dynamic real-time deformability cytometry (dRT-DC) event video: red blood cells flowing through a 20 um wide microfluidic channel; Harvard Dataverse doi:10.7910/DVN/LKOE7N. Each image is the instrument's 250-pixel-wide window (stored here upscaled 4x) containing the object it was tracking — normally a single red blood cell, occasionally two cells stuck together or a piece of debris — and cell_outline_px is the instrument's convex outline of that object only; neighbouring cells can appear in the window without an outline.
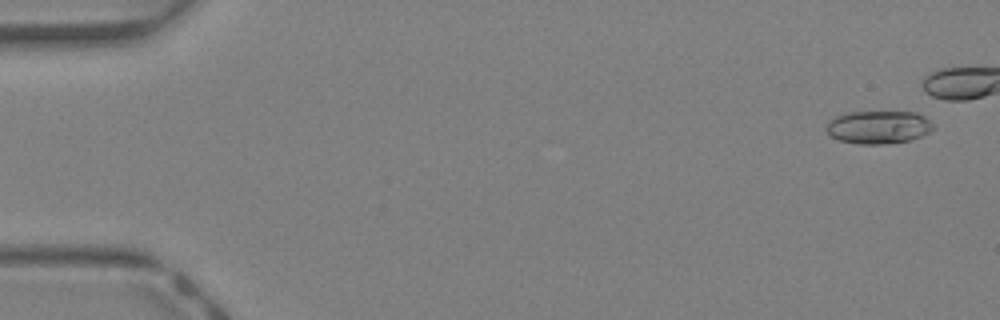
{"species": "Egyptian fruit bat (a non-hibernating species)", "species_latin": "Rousettus aegyptiacus", "temperature_condition": "warm", "stored_images_in_passage": 26, "camera_frame_rate_fps": 3000, "um_per_image_px": 0.085, "animal": {"sex": "female"}, "frame": {"image": 1, "passage_image": 2, "time_ms": 0.333, "image_size_px": [1000, 320], "cell_outline_px": [[936, 128], [920, 136], [908, 140], [884, 144], [860, 144], [840, 140], [832, 136], [824, 128], [828, 120], [836, 116], [848, 112], [916, 112], [924, 116]], "centroid_in_image_um": [74.64, 10.8], "position_along_channel_um": 10.4, "area_um2": 20.46}}
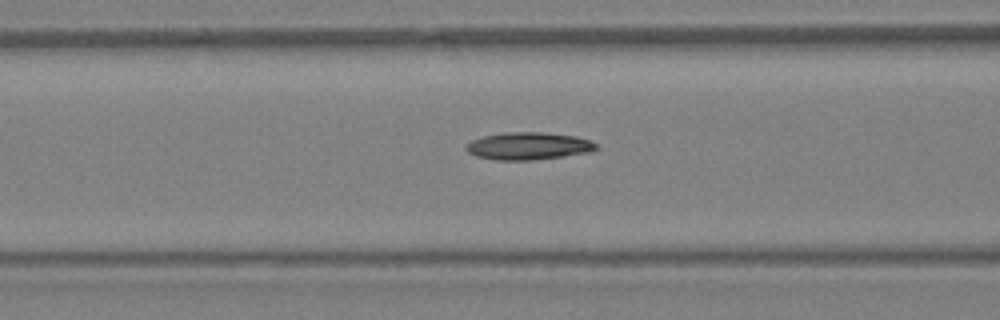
{"frame": {"image": 2, "passage_image": 18, "time_ms": 5.667, "image_size_px": [1000, 320], "cell_outline_px": [[600, 148], [592, 152], [532, 160], [496, 160], [476, 156], [468, 152], [464, 148], [472, 140], [484, 136], [504, 132], [540, 132], [576, 136], [588, 140], [596, 144]], "centroid_in_image_um": [44.93, 12.41], "position_along_channel_um": 121.7, "area_um2": 20.75}}
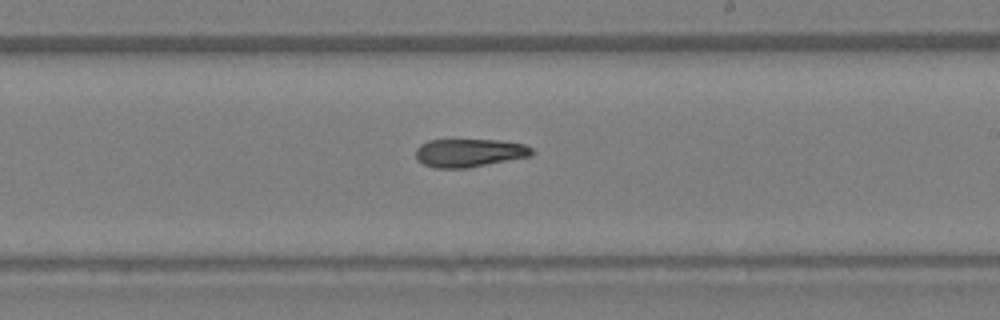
{"frame": {"image": 3, "passage_image": 26, "time_ms": 8.333, "image_size_px": [1000, 320], "cell_outline_px": [[536, 152], [532, 156], [468, 168], [436, 168], [424, 164], [416, 160], [416, 148], [420, 144], [428, 140], [500, 140], [524, 144], [532, 148]], "centroid_in_image_um": [39.91, 12.99], "position_along_channel_um": 249.1, "area_um2": 19.31}}